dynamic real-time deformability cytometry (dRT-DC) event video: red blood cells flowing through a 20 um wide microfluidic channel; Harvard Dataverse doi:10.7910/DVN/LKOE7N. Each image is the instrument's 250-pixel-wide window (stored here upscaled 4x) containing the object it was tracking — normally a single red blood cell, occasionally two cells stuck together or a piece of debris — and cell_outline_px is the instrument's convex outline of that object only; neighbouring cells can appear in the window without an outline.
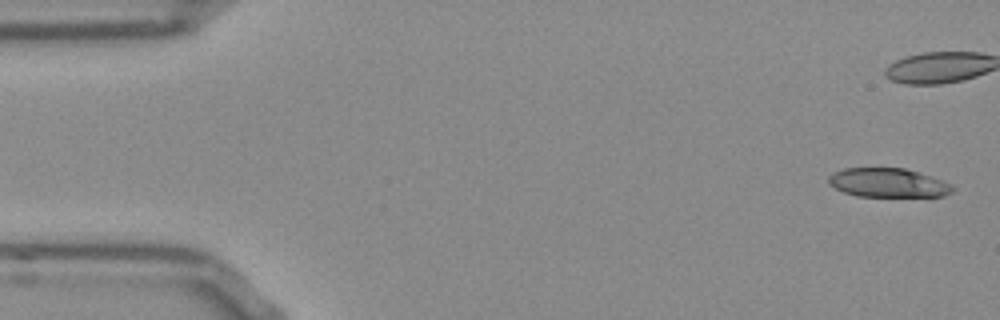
{"species": "Egyptian fruit bat (a non-hibernating species)", "species_latin": "Rousettus aegyptiacus", "temperature_condition": "room temperature", "stored_images_in_passage": 53, "camera_frame_rate_fps": 3000, "um_per_image_px": 0.085, "frame": {"image": 1, "passage_image": 1, "time_ms": 0.0, "image_size_px": [1000, 320], "cell_outline_px": [[956, 188], [952, 192], [944, 196], [856, 196], [844, 192], [828, 184], [828, 176], [832, 172], [844, 168], [904, 168], [932, 176], [952, 184]], "centroid_in_image_um": [75.49, 15.53], "position_along_channel_um": 9.5, "area_um2": 21.1}}
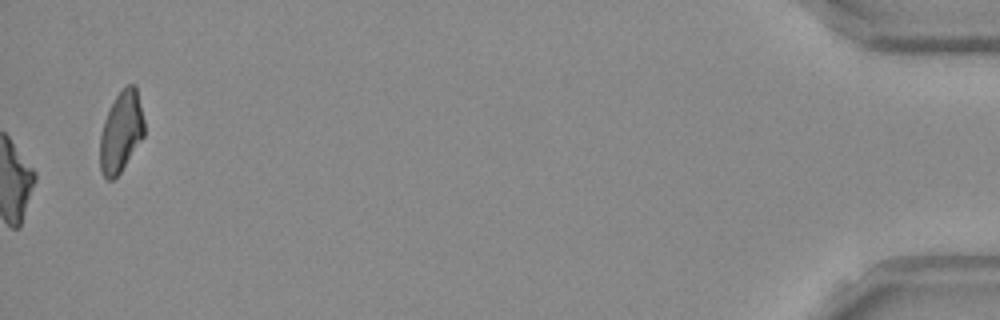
{"frame": {"image": 2, "passage_image": 53, "time_ms": 17.333, "image_size_px": [1000, 320], "cell_outline_px": [[144, 136], [120, 172], [112, 180], [108, 180], [100, 172], [100, 136], [104, 120], [116, 96], [128, 84], [132, 84], [136, 88], [144, 120]], "centroid_in_image_um": [10.28, 11.23], "position_along_channel_um": 424.9, "area_um2": 20.46}, "authors_computed_cell_mechanics": {"area_um2": 23.2934, "velocity_mm_per_s": 3.8017, "shape_relaxation_time_tau1_ms": null, "shape_relaxation_time_tau2_ms": 5.3632, "deformation_change_tau1": null, "deformation_change_tau2": 0.16}}